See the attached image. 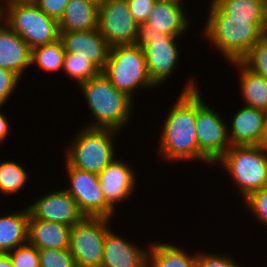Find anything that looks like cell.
Returning a JSON list of instances; mask_svg holds the SVG:
<instances>
[{"instance_id":"obj_33","label":"cell","mask_w":267,"mask_h":267,"mask_svg":"<svg viewBox=\"0 0 267 267\" xmlns=\"http://www.w3.org/2000/svg\"><path fill=\"white\" fill-rule=\"evenodd\" d=\"M19 80L18 75L0 67V107L11 96Z\"/></svg>"},{"instance_id":"obj_31","label":"cell","mask_w":267,"mask_h":267,"mask_svg":"<svg viewBox=\"0 0 267 267\" xmlns=\"http://www.w3.org/2000/svg\"><path fill=\"white\" fill-rule=\"evenodd\" d=\"M15 249L8 252L14 267H40L39 249L37 247L27 243Z\"/></svg>"},{"instance_id":"obj_43","label":"cell","mask_w":267,"mask_h":267,"mask_svg":"<svg viewBox=\"0 0 267 267\" xmlns=\"http://www.w3.org/2000/svg\"><path fill=\"white\" fill-rule=\"evenodd\" d=\"M266 22H267V0H266Z\"/></svg>"},{"instance_id":"obj_38","label":"cell","mask_w":267,"mask_h":267,"mask_svg":"<svg viewBox=\"0 0 267 267\" xmlns=\"http://www.w3.org/2000/svg\"><path fill=\"white\" fill-rule=\"evenodd\" d=\"M0 267H14L8 253H0Z\"/></svg>"},{"instance_id":"obj_39","label":"cell","mask_w":267,"mask_h":267,"mask_svg":"<svg viewBox=\"0 0 267 267\" xmlns=\"http://www.w3.org/2000/svg\"><path fill=\"white\" fill-rule=\"evenodd\" d=\"M260 146L267 152V112L265 115L263 137H262Z\"/></svg>"},{"instance_id":"obj_11","label":"cell","mask_w":267,"mask_h":267,"mask_svg":"<svg viewBox=\"0 0 267 267\" xmlns=\"http://www.w3.org/2000/svg\"><path fill=\"white\" fill-rule=\"evenodd\" d=\"M98 29L111 47L137 43L138 23L127 0H106L99 7Z\"/></svg>"},{"instance_id":"obj_40","label":"cell","mask_w":267,"mask_h":267,"mask_svg":"<svg viewBox=\"0 0 267 267\" xmlns=\"http://www.w3.org/2000/svg\"><path fill=\"white\" fill-rule=\"evenodd\" d=\"M1 2L3 1L4 2V0H0ZM6 2V5H5V7L7 6V5H9V4H12V3H18V2H22V1H29V0H5ZM4 8V6H0V10L1 9H3Z\"/></svg>"},{"instance_id":"obj_8","label":"cell","mask_w":267,"mask_h":267,"mask_svg":"<svg viewBox=\"0 0 267 267\" xmlns=\"http://www.w3.org/2000/svg\"><path fill=\"white\" fill-rule=\"evenodd\" d=\"M223 119L207 106L196 89V132L199 160L215 164L231 147L229 132Z\"/></svg>"},{"instance_id":"obj_4","label":"cell","mask_w":267,"mask_h":267,"mask_svg":"<svg viewBox=\"0 0 267 267\" xmlns=\"http://www.w3.org/2000/svg\"><path fill=\"white\" fill-rule=\"evenodd\" d=\"M0 18L31 48L60 39L58 21L47 16L33 0L7 5L0 10Z\"/></svg>"},{"instance_id":"obj_16","label":"cell","mask_w":267,"mask_h":267,"mask_svg":"<svg viewBox=\"0 0 267 267\" xmlns=\"http://www.w3.org/2000/svg\"><path fill=\"white\" fill-rule=\"evenodd\" d=\"M0 18V67L20 78L31 66L32 48ZM3 25V26H2Z\"/></svg>"},{"instance_id":"obj_13","label":"cell","mask_w":267,"mask_h":267,"mask_svg":"<svg viewBox=\"0 0 267 267\" xmlns=\"http://www.w3.org/2000/svg\"><path fill=\"white\" fill-rule=\"evenodd\" d=\"M29 219L58 222L74 226L86 216L79 209L75 199L66 190L51 192L28 206Z\"/></svg>"},{"instance_id":"obj_1","label":"cell","mask_w":267,"mask_h":267,"mask_svg":"<svg viewBox=\"0 0 267 267\" xmlns=\"http://www.w3.org/2000/svg\"><path fill=\"white\" fill-rule=\"evenodd\" d=\"M189 81L164 122L160 138V153L167 160H198L196 132V89Z\"/></svg>"},{"instance_id":"obj_9","label":"cell","mask_w":267,"mask_h":267,"mask_svg":"<svg viewBox=\"0 0 267 267\" xmlns=\"http://www.w3.org/2000/svg\"><path fill=\"white\" fill-rule=\"evenodd\" d=\"M109 218L85 217L71 227L69 250L77 267H101Z\"/></svg>"},{"instance_id":"obj_18","label":"cell","mask_w":267,"mask_h":267,"mask_svg":"<svg viewBox=\"0 0 267 267\" xmlns=\"http://www.w3.org/2000/svg\"><path fill=\"white\" fill-rule=\"evenodd\" d=\"M131 170L126 163L115 159L98 175L106 201L113 208H116L115 203L127 199L134 191L136 179Z\"/></svg>"},{"instance_id":"obj_14","label":"cell","mask_w":267,"mask_h":267,"mask_svg":"<svg viewBox=\"0 0 267 267\" xmlns=\"http://www.w3.org/2000/svg\"><path fill=\"white\" fill-rule=\"evenodd\" d=\"M65 53L88 59L101 72L106 67L111 46L100 34L99 29L86 31H60Z\"/></svg>"},{"instance_id":"obj_25","label":"cell","mask_w":267,"mask_h":267,"mask_svg":"<svg viewBox=\"0 0 267 267\" xmlns=\"http://www.w3.org/2000/svg\"><path fill=\"white\" fill-rule=\"evenodd\" d=\"M148 249L147 267H197V254L189 256L174 245L154 243Z\"/></svg>"},{"instance_id":"obj_10","label":"cell","mask_w":267,"mask_h":267,"mask_svg":"<svg viewBox=\"0 0 267 267\" xmlns=\"http://www.w3.org/2000/svg\"><path fill=\"white\" fill-rule=\"evenodd\" d=\"M66 163L71 183L66 191L75 199L82 213L86 217L110 219L115 210L106 201L98 174L72 167L67 161Z\"/></svg>"},{"instance_id":"obj_34","label":"cell","mask_w":267,"mask_h":267,"mask_svg":"<svg viewBox=\"0 0 267 267\" xmlns=\"http://www.w3.org/2000/svg\"><path fill=\"white\" fill-rule=\"evenodd\" d=\"M157 1L158 0H127V3L130 13L139 24L146 22Z\"/></svg>"},{"instance_id":"obj_32","label":"cell","mask_w":267,"mask_h":267,"mask_svg":"<svg viewBox=\"0 0 267 267\" xmlns=\"http://www.w3.org/2000/svg\"><path fill=\"white\" fill-rule=\"evenodd\" d=\"M244 201L257 219H260L263 223H267V186L260 190L253 191Z\"/></svg>"},{"instance_id":"obj_35","label":"cell","mask_w":267,"mask_h":267,"mask_svg":"<svg viewBox=\"0 0 267 267\" xmlns=\"http://www.w3.org/2000/svg\"><path fill=\"white\" fill-rule=\"evenodd\" d=\"M49 17L57 20L62 18L66 5L70 0H33Z\"/></svg>"},{"instance_id":"obj_5","label":"cell","mask_w":267,"mask_h":267,"mask_svg":"<svg viewBox=\"0 0 267 267\" xmlns=\"http://www.w3.org/2000/svg\"><path fill=\"white\" fill-rule=\"evenodd\" d=\"M103 73L132 100L135 88L157 86L150 77L144 51L139 43L111 47Z\"/></svg>"},{"instance_id":"obj_27","label":"cell","mask_w":267,"mask_h":267,"mask_svg":"<svg viewBox=\"0 0 267 267\" xmlns=\"http://www.w3.org/2000/svg\"><path fill=\"white\" fill-rule=\"evenodd\" d=\"M27 179V172L18 163L5 161L0 164V191L6 196L20 191Z\"/></svg>"},{"instance_id":"obj_6","label":"cell","mask_w":267,"mask_h":267,"mask_svg":"<svg viewBox=\"0 0 267 267\" xmlns=\"http://www.w3.org/2000/svg\"><path fill=\"white\" fill-rule=\"evenodd\" d=\"M217 162L225 166L243 199L267 186V152L260 145H233Z\"/></svg>"},{"instance_id":"obj_15","label":"cell","mask_w":267,"mask_h":267,"mask_svg":"<svg viewBox=\"0 0 267 267\" xmlns=\"http://www.w3.org/2000/svg\"><path fill=\"white\" fill-rule=\"evenodd\" d=\"M181 3L157 1L146 22L138 24L137 43L148 34L165 33L180 37L189 25Z\"/></svg>"},{"instance_id":"obj_24","label":"cell","mask_w":267,"mask_h":267,"mask_svg":"<svg viewBox=\"0 0 267 267\" xmlns=\"http://www.w3.org/2000/svg\"><path fill=\"white\" fill-rule=\"evenodd\" d=\"M241 72V92L245 105L267 112V78L246 68L240 61H232Z\"/></svg>"},{"instance_id":"obj_21","label":"cell","mask_w":267,"mask_h":267,"mask_svg":"<svg viewBox=\"0 0 267 267\" xmlns=\"http://www.w3.org/2000/svg\"><path fill=\"white\" fill-rule=\"evenodd\" d=\"M59 31H86L99 28V7L86 0H70L59 20Z\"/></svg>"},{"instance_id":"obj_37","label":"cell","mask_w":267,"mask_h":267,"mask_svg":"<svg viewBox=\"0 0 267 267\" xmlns=\"http://www.w3.org/2000/svg\"><path fill=\"white\" fill-rule=\"evenodd\" d=\"M1 112V111H0ZM8 122L3 113H0V142H3L8 134Z\"/></svg>"},{"instance_id":"obj_42","label":"cell","mask_w":267,"mask_h":267,"mask_svg":"<svg viewBox=\"0 0 267 267\" xmlns=\"http://www.w3.org/2000/svg\"><path fill=\"white\" fill-rule=\"evenodd\" d=\"M158 1H172V2H176V3H181L182 4V0H158Z\"/></svg>"},{"instance_id":"obj_12","label":"cell","mask_w":267,"mask_h":267,"mask_svg":"<svg viewBox=\"0 0 267 267\" xmlns=\"http://www.w3.org/2000/svg\"><path fill=\"white\" fill-rule=\"evenodd\" d=\"M176 39L177 37L159 32L148 34L139 42L144 51L148 72L156 85H160L173 74L179 59Z\"/></svg>"},{"instance_id":"obj_22","label":"cell","mask_w":267,"mask_h":267,"mask_svg":"<svg viewBox=\"0 0 267 267\" xmlns=\"http://www.w3.org/2000/svg\"><path fill=\"white\" fill-rule=\"evenodd\" d=\"M28 207L18 213L0 217V253H8L28 243Z\"/></svg>"},{"instance_id":"obj_41","label":"cell","mask_w":267,"mask_h":267,"mask_svg":"<svg viewBox=\"0 0 267 267\" xmlns=\"http://www.w3.org/2000/svg\"><path fill=\"white\" fill-rule=\"evenodd\" d=\"M100 7L106 0H86Z\"/></svg>"},{"instance_id":"obj_20","label":"cell","mask_w":267,"mask_h":267,"mask_svg":"<svg viewBox=\"0 0 267 267\" xmlns=\"http://www.w3.org/2000/svg\"><path fill=\"white\" fill-rule=\"evenodd\" d=\"M71 227L58 222L29 219L28 243L38 249H69Z\"/></svg>"},{"instance_id":"obj_36","label":"cell","mask_w":267,"mask_h":267,"mask_svg":"<svg viewBox=\"0 0 267 267\" xmlns=\"http://www.w3.org/2000/svg\"><path fill=\"white\" fill-rule=\"evenodd\" d=\"M197 267H241L226 256L197 254Z\"/></svg>"},{"instance_id":"obj_17","label":"cell","mask_w":267,"mask_h":267,"mask_svg":"<svg viewBox=\"0 0 267 267\" xmlns=\"http://www.w3.org/2000/svg\"><path fill=\"white\" fill-rule=\"evenodd\" d=\"M148 252L112 231L105 235L101 267H147Z\"/></svg>"},{"instance_id":"obj_30","label":"cell","mask_w":267,"mask_h":267,"mask_svg":"<svg viewBox=\"0 0 267 267\" xmlns=\"http://www.w3.org/2000/svg\"><path fill=\"white\" fill-rule=\"evenodd\" d=\"M40 267H77L69 249H39Z\"/></svg>"},{"instance_id":"obj_7","label":"cell","mask_w":267,"mask_h":267,"mask_svg":"<svg viewBox=\"0 0 267 267\" xmlns=\"http://www.w3.org/2000/svg\"><path fill=\"white\" fill-rule=\"evenodd\" d=\"M117 130L87 127L67 149L66 161L77 169L100 174L114 161L113 138Z\"/></svg>"},{"instance_id":"obj_29","label":"cell","mask_w":267,"mask_h":267,"mask_svg":"<svg viewBox=\"0 0 267 267\" xmlns=\"http://www.w3.org/2000/svg\"><path fill=\"white\" fill-rule=\"evenodd\" d=\"M239 61L252 72L267 78V34Z\"/></svg>"},{"instance_id":"obj_3","label":"cell","mask_w":267,"mask_h":267,"mask_svg":"<svg viewBox=\"0 0 267 267\" xmlns=\"http://www.w3.org/2000/svg\"><path fill=\"white\" fill-rule=\"evenodd\" d=\"M79 86L92 115L97 120L89 127L117 131L123 128L133 107L130 97L119 91L103 72Z\"/></svg>"},{"instance_id":"obj_19","label":"cell","mask_w":267,"mask_h":267,"mask_svg":"<svg viewBox=\"0 0 267 267\" xmlns=\"http://www.w3.org/2000/svg\"><path fill=\"white\" fill-rule=\"evenodd\" d=\"M232 119L229 140L233 145H260L266 112L244 105Z\"/></svg>"},{"instance_id":"obj_2","label":"cell","mask_w":267,"mask_h":267,"mask_svg":"<svg viewBox=\"0 0 267 267\" xmlns=\"http://www.w3.org/2000/svg\"><path fill=\"white\" fill-rule=\"evenodd\" d=\"M204 35L227 60L239 61L265 33L251 20L230 19L211 3Z\"/></svg>"},{"instance_id":"obj_26","label":"cell","mask_w":267,"mask_h":267,"mask_svg":"<svg viewBox=\"0 0 267 267\" xmlns=\"http://www.w3.org/2000/svg\"><path fill=\"white\" fill-rule=\"evenodd\" d=\"M65 50L63 42L58 41L32 48L31 63L44 71H58L63 68Z\"/></svg>"},{"instance_id":"obj_28","label":"cell","mask_w":267,"mask_h":267,"mask_svg":"<svg viewBox=\"0 0 267 267\" xmlns=\"http://www.w3.org/2000/svg\"><path fill=\"white\" fill-rule=\"evenodd\" d=\"M63 69L70 77L75 78L79 85L101 72L88 59L76 57L73 53H65Z\"/></svg>"},{"instance_id":"obj_23","label":"cell","mask_w":267,"mask_h":267,"mask_svg":"<svg viewBox=\"0 0 267 267\" xmlns=\"http://www.w3.org/2000/svg\"><path fill=\"white\" fill-rule=\"evenodd\" d=\"M214 4L230 19L251 20L267 34L266 0H216Z\"/></svg>"}]
</instances>
